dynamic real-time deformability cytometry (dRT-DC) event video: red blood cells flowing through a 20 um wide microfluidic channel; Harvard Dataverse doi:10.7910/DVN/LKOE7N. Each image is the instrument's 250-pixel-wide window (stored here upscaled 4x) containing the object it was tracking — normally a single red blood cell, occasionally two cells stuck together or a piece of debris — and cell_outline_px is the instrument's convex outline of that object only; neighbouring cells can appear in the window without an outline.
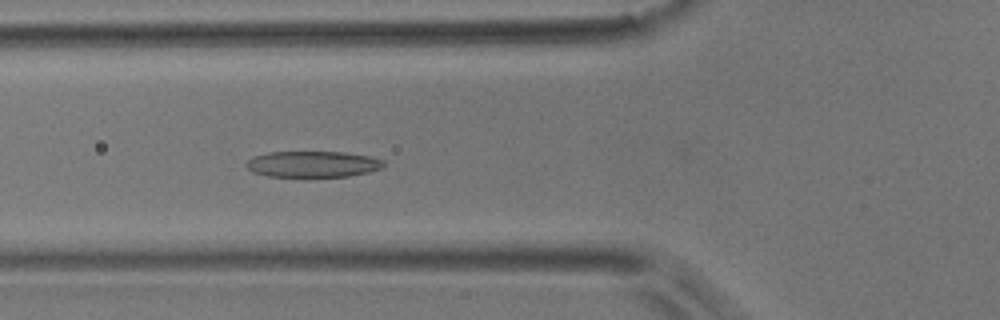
{"species": "common noctule bat (a hibernating species)", "species_latin": "Nyctalus noctula", "temperature_condition": "room temperature", "stored_images_in_passage": 39, "camera_frame_rate_fps": 3000, "um_per_image_px": 0.085, "animal": {"sex": "male", "body_mass_g": 17.9}, "frame": {"image": 1, "passage_image": 17, "time_ms": 5.333, "image_size_px": [1000, 320], "cell_outline_px": [[384, 164], [380, 168], [368, 172], [348, 176], [268, 176], [252, 172], [244, 164], [252, 156], [268, 152], [344, 152], [372, 156], [384, 160]], "centroid_in_image_um": [26.57, 13.94], "position_along_channel_um": 99.2, "area_um2": 20.87}}
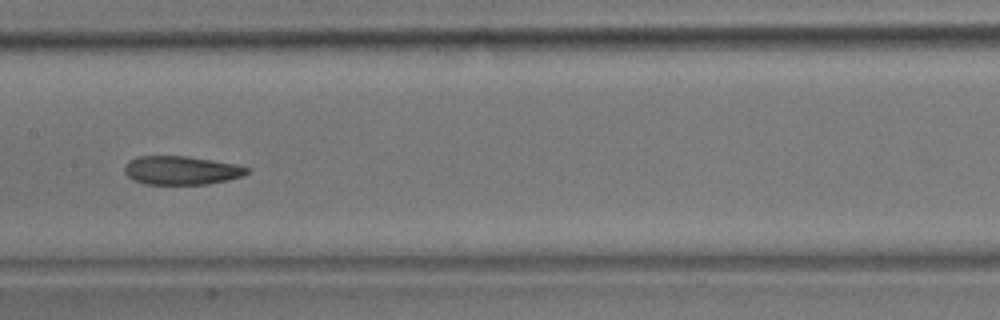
{"frame": {"image": 2, "passage_image": 24, "time_ms": 7.667, "image_size_px": [1000, 320], "cell_outline_px": [[252, 168], [244, 176], [228, 180], [208, 184], [144, 184], [132, 180], [124, 172], [124, 168], [128, 160], [136, 156], [188, 156], [236, 164]], "centroid_in_image_um": [15.42, 14.48], "position_along_channel_um": 192.0, "area_um2": 20.69}}
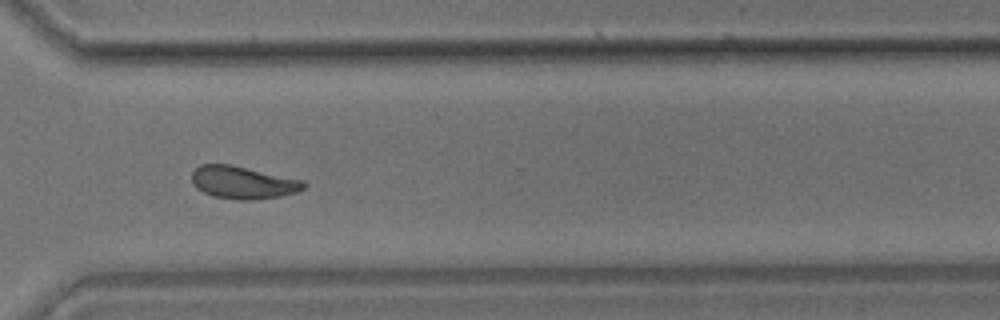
{"frame": {"image": 3, "passage_image": 36, "time_ms": 11.667, "image_size_px": [1000, 320], "cell_outline_px": [[308, 184], [304, 188], [296, 192], [280, 196], [252, 200], [240, 200], [212, 196], [196, 188], [192, 180], [192, 172], [200, 164], [232, 164], [304, 180]], "centroid_in_image_um": [20.67, 15.5], "position_along_channel_um": 349.9, "area_um2": 21.39}, "authors_computed_cell_mechanics": {"area_um2": 21.5016, "velocity_mm_per_s": 3.9529, "shape_relaxation_time_tau1_ms": 7.891, "shape_relaxation_time_tau2_ms": 2.371, "deformation_change_tau1": 0.192, "deformation_change_tau2": 0.0971}}